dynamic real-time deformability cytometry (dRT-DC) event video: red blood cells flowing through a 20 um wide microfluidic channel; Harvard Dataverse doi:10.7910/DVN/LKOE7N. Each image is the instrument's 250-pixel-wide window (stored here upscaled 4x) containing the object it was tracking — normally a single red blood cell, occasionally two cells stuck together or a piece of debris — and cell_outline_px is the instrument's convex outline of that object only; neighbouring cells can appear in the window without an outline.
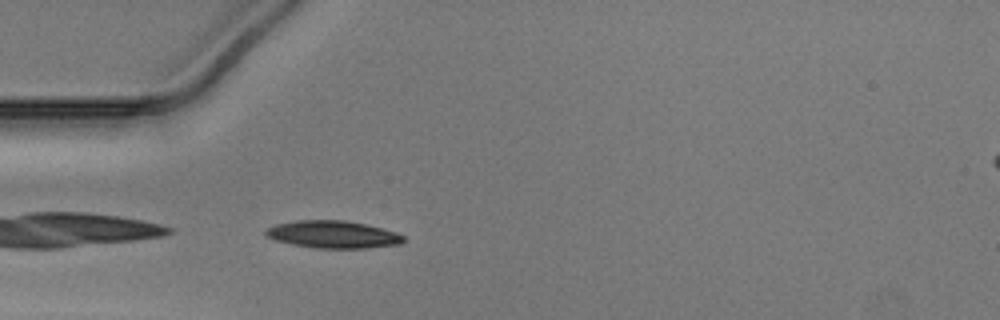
{"species": "Egyptian fruit bat (a non-hibernating species)", "species_latin": "Rousettus aegyptiacus", "temperature_condition": "warm", "stored_images_in_passage": 36, "camera_frame_rate_fps": 3000, "um_per_image_px": 0.085, "animal": {"sex": "male"}, "frame": {"image": 1, "passage_image": 1, "time_ms": 0.0, "image_size_px": [1000, 320], "cell_outline_px": [[404, 240], [400, 244], [368, 248], [316, 248], [292, 244], [276, 240], [264, 236], [264, 232], [268, 228], [276, 224], [296, 220], [344, 220], [364, 224], [396, 232], [404, 236]], "centroid_in_image_um": [28.28, 19.93], "position_along_channel_um": 56.7, "area_um2": 21.91}}
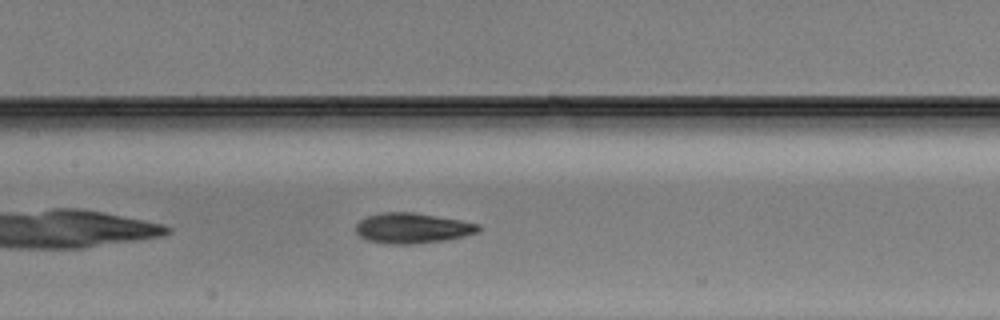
{"frame": {"image": 2, "passage_image": 10, "time_ms": 3.0, "image_size_px": [1000, 320], "cell_outline_px": [[484, 228], [480, 232], [464, 236], [444, 240], [412, 244], [388, 244], [368, 240], [360, 236], [356, 232], [356, 224], [360, 220], [368, 216], [380, 212], [412, 212], [460, 220], [480, 224]], "centroid_in_image_um": [35.08, 19.39], "position_along_channel_um": 172.3, "area_um2": 21.73}}
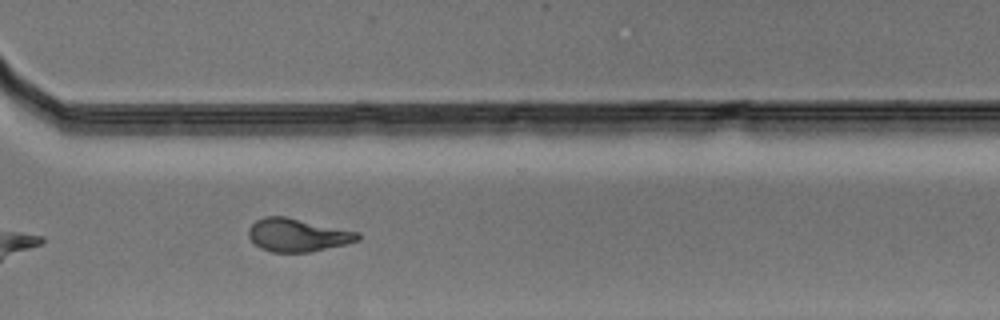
{"frame": {"image": 3, "passage_image": 23, "time_ms": 7.333, "image_size_px": [1000, 320], "cell_outline_px": [[360, 240], [312, 252], [272, 252], [260, 248], [248, 236], [248, 228], [256, 220], [264, 216], [284, 216], [360, 232]], "centroid_in_image_um": [25.29, 19.98], "position_along_channel_um": 345.3, "area_um2": 21.04}}